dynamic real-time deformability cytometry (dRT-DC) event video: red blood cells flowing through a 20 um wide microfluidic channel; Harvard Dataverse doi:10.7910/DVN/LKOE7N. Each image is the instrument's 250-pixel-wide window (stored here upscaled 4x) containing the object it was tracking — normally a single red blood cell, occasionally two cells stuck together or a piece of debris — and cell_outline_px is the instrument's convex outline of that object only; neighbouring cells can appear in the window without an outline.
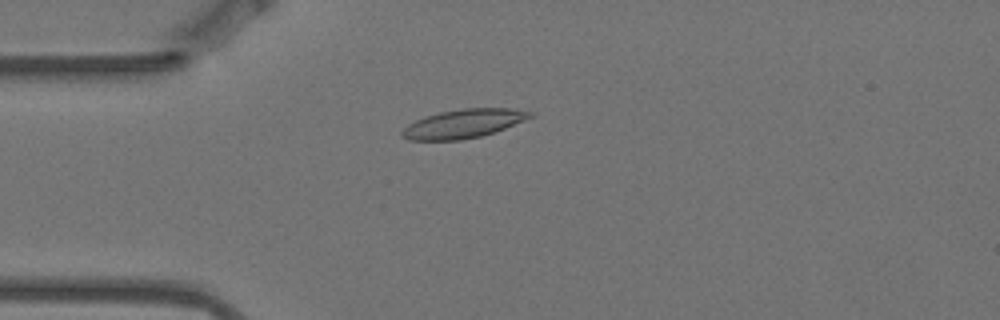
{"species": "Egyptian fruit bat (a non-hibernating species)", "species_latin": "Rousettus aegyptiacus", "temperature_condition": "warm", "stored_images_in_passage": 3, "camera_frame_rate_fps": 3000, "um_per_image_px": 0.085, "animal": {"sex": "female"}, "frame": {"image": 1, "passage_image": 3, "time_ms": 0.667, "image_size_px": [1000, 320], "cell_outline_px": [[536, 112], [532, 116], [504, 128], [480, 136], [460, 140], [408, 140], [400, 136], [400, 132], [408, 124], [424, 116], [440, 112], [464, 108], [512, 108]], "centroid_in_image_um": [39.35, 10.5], "position_along_channel_um": 45.7, "area_um2": 21.33}}